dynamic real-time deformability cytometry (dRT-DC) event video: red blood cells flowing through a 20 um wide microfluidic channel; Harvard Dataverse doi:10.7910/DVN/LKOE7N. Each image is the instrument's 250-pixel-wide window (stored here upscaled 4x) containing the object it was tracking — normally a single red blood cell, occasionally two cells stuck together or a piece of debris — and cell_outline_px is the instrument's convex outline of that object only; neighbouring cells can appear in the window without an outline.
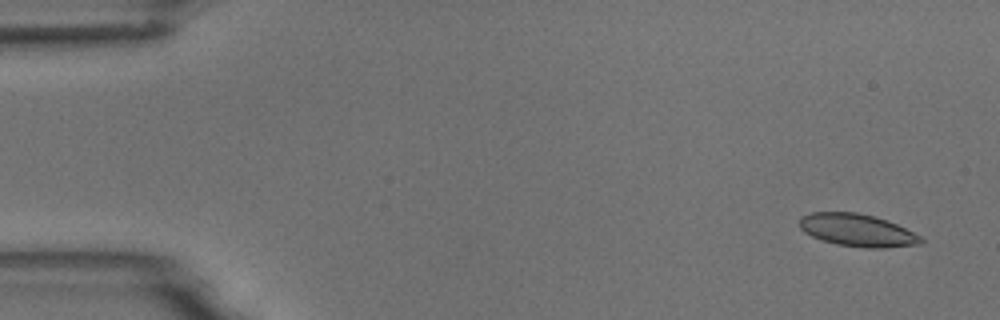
{"species": "common noctule bat (a hibernating species)", "species_latin": "Nyctalus noctula", "temperature_condition": "room temperature", "stored_images_in_passage": 5, "camera_frame_rate_fps": 3000, "um_per_image_px": 0.085, "animal": {"sex": "male", "body_mass_g": 18.8}, "frame": {"image": 1, "passage_image": 1, "time_ms": 0.0, "image_size_px": [1000, 320], "cell_outline_px": [[924, 240], [920, 244], [884, 248], [868, 248], [836, 244], [812, 236], [804, 232], [800, 228], [800, 216], [812, 212], [856, 212], [876, 216], [888, 220], [920, 236]], "centroid_in_image_um": [72.86, 19.56], "position_along_channel_um": 12.1, "area_um2": 22.95}}
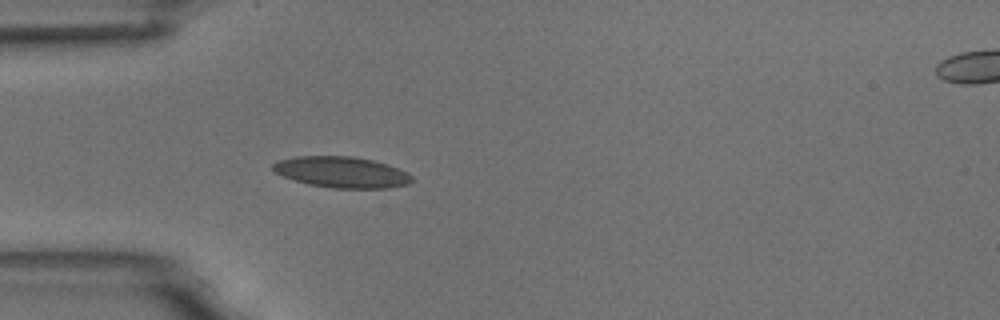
{"frame": {"image": 2, "passage_image": 4, "time_ms": 4.333, "image_size_px": [1000, 320], "cell_outline_px": [[412, 180], [408, 184], [388, 188], [332, 188], [308, 184], [284, 176], [276, 172], [272, 168], [272, 164], [280, 160], [296, 156], [352, 156], [372, 160], [388, 164], [408, 172], [412, 176]], "centroid_in_image_um": [29.07, 14.63], "position_along_channel_um": 55.9, "area_um2": 25.03}}